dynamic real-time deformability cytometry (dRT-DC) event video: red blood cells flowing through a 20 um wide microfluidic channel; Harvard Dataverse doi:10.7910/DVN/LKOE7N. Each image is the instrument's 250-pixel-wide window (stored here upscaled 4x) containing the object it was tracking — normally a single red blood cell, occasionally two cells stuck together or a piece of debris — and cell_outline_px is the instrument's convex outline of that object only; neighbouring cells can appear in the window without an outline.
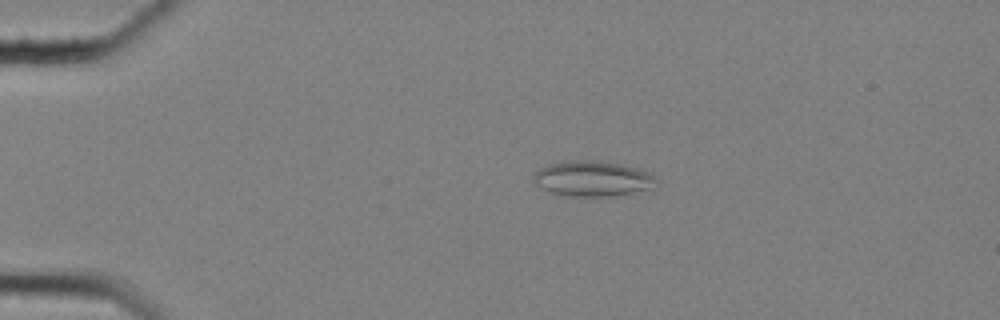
{"species": "common noctule bat (a hibernating species)", "species_latin": "Nyctalus noctula", "temperature_condition": "cold", "stored_images_in_passage": 8, "camera_frame_rate_fps": 3000, "um_per_image_px": 0.085, "animal": {"sex": "female", "body_mass_g": 25.1}, "frame": {"image": 1, "passage_image": 4, "time_ms": 1.0, "image_size_px": [1000, 320], "cell_outline_px": [[656, 188], [616, 196], [572, 196], [552, 192], [536, 184], [532, 180], [532, 176], [540, 168], [548, 164], [564, 160], [592, 160], [620, 164], [636, 168], [648, 172], [656, 180]], "centroid_in_image_um": [50.38, 15.18], "position_along_channel_um": 34.6, "area_um2": 25.32}}